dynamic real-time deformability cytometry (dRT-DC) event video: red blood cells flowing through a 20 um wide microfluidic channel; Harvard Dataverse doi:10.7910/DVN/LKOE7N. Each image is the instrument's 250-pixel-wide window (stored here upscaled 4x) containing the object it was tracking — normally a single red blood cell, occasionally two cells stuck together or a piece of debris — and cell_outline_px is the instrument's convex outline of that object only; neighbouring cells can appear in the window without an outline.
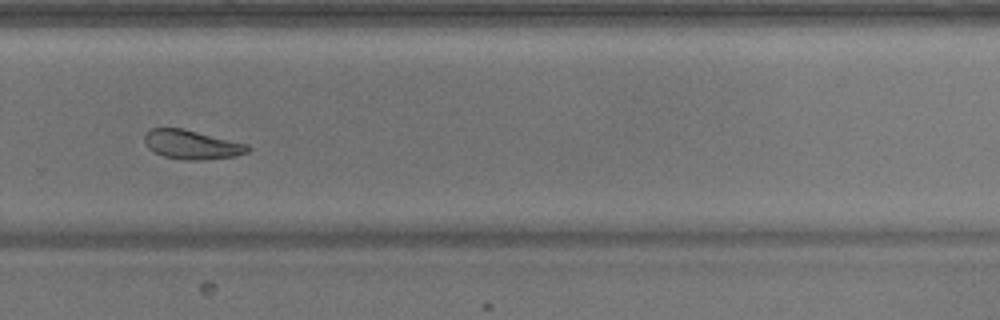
{"species": "common noctule bat (a hibernating species)", "species_latin": "Nyctalus noctula", "temperature_condition": "warm", "stored_images_in_passage": 33, "camera_frame_rate_fps": 3000, "um_per_image_px": 0.085, "animal": {"sex": "male", "body_mass_g": 17.9}, "frame": {"image": 1, "passage_image": 24, "time_ms": 7.667, "image_size_px": [1000, 320], "cell_outline_px": [[248, 152], [236, 156], [200, 160], [184, 160], [164, 156], [148, 148], [144, 140], [144, 136], [152, 128], [184, 128], [248, 144]], "centroid_in_image_um": [16.31, 12.29], "position_along_channel_um": 313.5, "area_um2": 17.4}}